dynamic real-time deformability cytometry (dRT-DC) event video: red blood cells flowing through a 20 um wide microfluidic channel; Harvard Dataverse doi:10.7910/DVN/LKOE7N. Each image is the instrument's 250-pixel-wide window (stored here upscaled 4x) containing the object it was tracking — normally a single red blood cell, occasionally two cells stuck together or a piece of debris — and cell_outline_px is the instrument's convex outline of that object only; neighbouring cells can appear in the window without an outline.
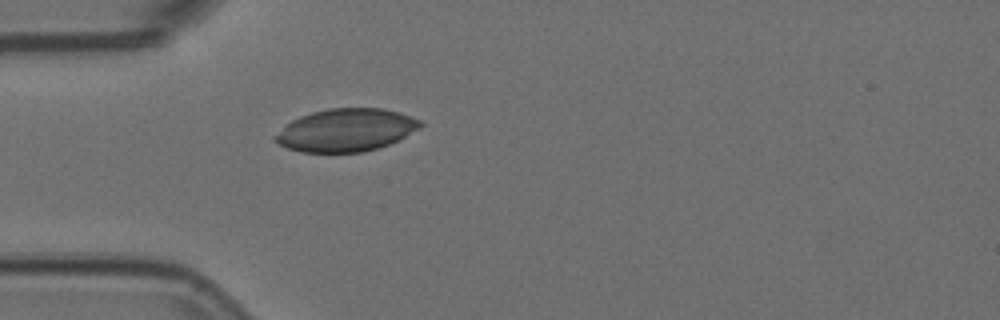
{"species": "Egyptian fruit bat (a non-hibernating species)", "species_latin": "Rousettus aegyptiacus", "temperature_condition": "room temperature", "stored_images_in_passage": 2, "camera_frame_rate_fps": 3000, "um_per_image_px": 0.085, "animal": {"sex": "female"}, "frame": {"image": 1, "passage_image": 2, "time_ms": 0.333, "image_size_px": [1000, 320], "cell_outline_px": [[424, 124], [420, 128], [388, 144], [376, 148], [360, 152], [300, 152], [288, 148], [272, 140], [272, 136], [292, 120], [300, 116], [312, 112], [328, 108], [384, 108], [400, 112], [420, 120]], "centroid_in_image_um": [29.39, 11.05], "position_along_channel_um": 55.6, "area_um2": 36.01}}